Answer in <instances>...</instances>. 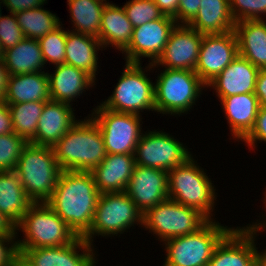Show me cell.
Instances as JSON below:
<instances>
[{
	"instance_id": "6da1fadb",
	"label": "cell",
	"mask_w": 266,
	"mask_h": 266,
	"mask_svg": "<svg viewBox=\"0 0 266 266\" xmlns=\"http://www.w3.org/2000/svg\"><path fill=\"white\" fill-rule=\"evenodd\" d=\"M99 196L91 172L62 171L54 192L45 203L77 237H83L90 230Z\"/></svg>"
},
{
	"instance_id": "7a4b0ae2",
	"label": "cell",
	"mask_w": 266,
	"mask_h": 266,
	"mask_svg": "<svg viewBox=\"0 0 266 266\" xmlns=\"http://www.w3.org/2000/svg\"><path fill=\"white\" fill-rule=\"evenodd\" d=\"M87 117L79 119L53 146L62 171L91 172L106 157L100 129L90 116Z\"/></svg>"
},
{
	"instance_id": "3957f363",
	"label": "cell",
	"mask_w": 266,
	"mask_h": 266,
	"mask_svg": "<svg viewBox=\"0 0 266 266\" xmlns=\"http://www.w3.org/2000/svg\"><path fill=\"white\" fill-rule=\"evenodd\" d=\"M193 157L168 171V198L195 208L213 220L218 193L211 178Z\"/></svg>"
},
{
	"instance_id": "277c9868",
	"label": "cell",
	"mask_w": 266,
	"mask_h": 266,
	"mask_svg": "<svg viewBox=\"0 0 266 266\" xmlns=\"http://www.w3.org/2000/svg\"><path fill=\"white\" fill-rule=\"evenodd\" d=\"M33 203L46 202L54 192L62 172L53 147L31 143L23 148L15 169Z\"/></svg>"
},
{
	"instance_id": "5b68a950",
	"label": "cell",
	"mask_w": 266,
	"mask_h": 266,
	"mask_svg": "<svg viewBox=\"0 0 266 266\" xmlns=\"http://www.w3.org/2000/svg\"><path fill=\"white\" fill-rule=\"evenodd\" d=\"M23 232V239L16 240L17 249L58 247L72 243L76 234L64 220L45 202L33 203L16 225Z\"/></svg>"
},
{
	"instance_id": "8992f818",
	"label": "cell",
	"mask_w": 266,
	"mask_h": 266,
	"mask_svg": "<svg viewBox=\"0 0 266 266\" xmlns=\"http://www.w3.org/2000/svg\"><path fill=\"white\" fill-rule=\"evenodd\" d=\"M156 78L155 112L174 117L190 112L201 97L202 90L207 88L199 76L191 70L163 68Z\"/></svg>"
},
{
	"instance_id": "52a82bcc",
	"label": "cell",
	"mask_w": 266,
	"mask_h": 266,
	"mask_svg": "<svg viewBox=\"0 0 266 266\" xmlns=\"http://www.w3.org/2000/svg\"><path fill=\"white\" fill-rule=\"evenodd\" d=\"M233 228L213 219L195 233L167 239L163 266H207L216 246Z\"/></svg>"
},
{
	"instance_id": "ba28073f",
	"label": "cell",
	"mask_w": 266,
	"mask_h": 266,
	"mask_svg": "<svg viewBox=\"0 0 266 266\" xmlns=\"http://www.w3.org/2000/svg\"><path fill=\"white\" fill-rule=\"evenodd\" d=\"M124 70L111 96L102 101V105L110 110L122 113L142 115L144 111H155L154 83L146 74L151 72L153 64L126 63ZM146 72V73H145Z\"/></svg>"
},
{
	"instance_id": "9c48e42d",
	"label": "cell",
	"mask_w": 266,
	"mask_h": 266,
	"mask_svg": "<svg viewBox=\"0 0 266 266\" xmlns=\"http://www.w3.org/2000/svg\"><path fill=\"white\" fill-rule=\"evenodd\" d=\"M142 216L125 191L100 194L90 230L83 238L93 246L94 236L112 238L136 224L142 227Z\"/></svg>"
},
{
	"instance_id": "30bf717a",
	"label": "cell",
	"mask_w": 266,
	"mask_h": 266,
	"mask_svg": "<svg viewBox=\"0 0 266 266\" xmlns=\"http://www.w3.org/2000/svg\"><path fill=\"white\" fill-rule=\"evenodd\" d=\"M209 219L195 208L182 205L167 198L146 210L142 216V227L164 242L177 236L195 233Z\"/></svg>"
},
{
	"instance_id": "8fae6325",
	"label": "cell",
	"mask_w": 266,
	"mask_h": 266,
	"mask_svg": "<svg viewBox=\"0 0 266 266\" xmlns=\"http://www.w3.org/2000/svg\"><path fill=\"white\" fill-rule=\"evenodd\" d=\"M89 115L98 125L106 154H134L143 134L142 115L116 112L101 103Z\"/></svg>"
},
{
	"instance_id": "7c38bea8",
	"label": "cell",
	"mask_w": 266,
	"mask_h": 266,
	"mask_svg": "<svg viewBox=\"0 0 266 266\" xmlns=\"http://www.w3.org/2000/svg\"><path fill=\"white\" fill-rule=\"evenodd\" d=\"M192 153L174 136L162 130L144 131L135 148L136 165L170 171L183 164Z\"/></svg>"
},
{
	"instance_id": "4fadbf2b",
	"label": "cell",
	"mask_w": 266,
	"mask_h": 266,
	"mask_svg": "<svg viewBox=\"0 0 266 266\" xmlns=\"http://www.w3.org/2000/svg\"><path fill=\"white\" fill-rule=\"evenodd\" d=\"M94 248L83 237H77L68 245L17 249L18 266H96Z\"/></svg>"
},
{
	"instance_id": "5bb4252c",
	"label": "cell",
	"mask_w": 266,
	"mask_h": 266,
	"mask_svg": "<svg viewBox=\"0 0 266 266\" xmlns=\"http://www.w3.org/2000/svg\"><path fill=\"white\" fill-rule=\"evenodd\" d=\"M177 25L174 18L163 16L141 26L134 27L129 46L122 52L126 63H142L148 58L153 64L161 56L168 42L171 31Z\"/></svg>"
},
{
	"instance_id": "9a60e30c",
	"label": "cell",
	"mask_w": 266,
	"mask_h": 266,
	"mask_svg": "<svg viewBox=\"0 0 266 266\" xmlns=\"http://www.w3.org/2000/svg\"><path fill=\"white\" fill-rule=\"evenodd\" d=\"M238 56L235 31L224 34H204L194 72L207 85Z\"/></svg>"
},
{
	"instance_id": "2e32d148",
	"label": "cell",
	"mask_w": 266,
	"mask_h": 266,
	"mask_svg": "<svg viewBox=\"0 0 266 266\" xmlns=\"http://www.w3.org/2000/svg\"><path fill=\"white\" fill-rule=\"evenodd\" d=\"M256 237L248 225L234 227L216 246L207 266H256L264 252L257 250Z\"/></svg>"
},
{
	"instance_id": "e0dca14e",
	"label": "cell",
	"mask_w": 266,
	"mask_h": 266,
	"mask_svg": "<svg viewBox=\"0 0 266 266\" xmlns=\"http://www.w3.org/2000/svg\"><path fill=\"white\" fill-rule=\"evenodd\" d=\"M203 35L188 25H176L153 68L162 66L165 69L194 71Z\"/></svg>"
},
{
	"instance_id": "ac0fdd59",
	"label": "cell",
	"mask_w": 266,
	"mask_h": 266,
	"mask_svg": "<svg viewBox=\"0 0 266 266\" xmlns=\"http://www.w3.org/2000/svg\"><path fill=\"white\" fill-rule=\"evenodd\" d=\"M125 193L144 213L168 198V172L136 165Z\"/></svg>"
},
{
	"instance_id": "d6986e66",
	"label": "cell",
	"mask_w": 266,
	"mask_h": 266,
	"mask_svg": "<svg viewBox=\"0 0 266 266\" xmlns=\"http://www.w3.org/2000/svg\"><path fill=\"white\" fill-rule=\"evenodd\" d=\"M72 105L64 102L45 103L31 144L53 147L79 120Z\"/></svg>"
},
{
	"instance_id": "ffe728a7",
	"label": "cell",
	"mask_w": 266,
	"mask_h": 266,
	"mask_svg": "<svg viewBox=\"0 0 266 266\" xmlns=\"http://www.w3.org/2000/svg\"><path fill=\"white\" fill-rule=\"evenodd\" d=\"M259 70L247 59L238 55L206 86L213 88L219 99L237 94L254 93Z\"/></svg>"
},
{
	"instance_id": "44dd1931",
	"label": "cell",
	"mask_w": 266,
	"mask_h": 266,
	"mask_svg": "<svg viewBox=\"0 0 266 266\" xmlns=\"http://www.w3.org/2000/svg\"><path fill=\"white\" fill-rule=\"evenodd\" d=\"M135 166L134 154H106L91 171L99 193L125 191Z\"/></svg>"
},
{
	"instance_id": "7402d4cb",
	"label": "cell",
	"mask_w": 266,
	"mask_h": 266,
	"mask_svg": "<svg viewBox=\"0 0 266 266\" xmlns=\"http://www.w3.org/2000/svg\"><path fill=\"white\" fill-rule=\"evenodd\" d=\"M231 137L243 141L254 128L258 110V98L254 93H244L220 99Z\"/></svg>"
},
{
	"instance_id": "603a6c76",
	"label": "cell",
	"mask_w": 266,
	"mask_h": 266,
	"mask_svg": "<svg viewBox=\"0 0 266 266\" xmlns=\"http://www.w3.org/2000/svg\"><path fill=\"white\" fill-rule=\"evenodd\" d=\"M48 72L51 100L72 105L83 93L96 85L95 80L85 71L69 64L56 65Z\"/></svg>"
},
{
	"instance_id": "cb8c5ba5",
	"label": "cell",
	"mask_w": 266,
	"mask_h": 266,
	"mask_svg": "<svg viewBox=\"0 0 266 266\" xmlns=\"http://www.w3.org/2000/svg\"><path fill=\"white\" fill-rule=\"evenodd\" d=\"M238 55L259 69H266V20H243L235 23Z\"/></svg>"
},
{
	"instance_id": "d4e9b609",
	"label": "cell",
	"mask_w": 266,
	"mask_h": 266,
	"mask_svg": "<svg viewBox=\"0 0 266 266\" xmlns=\"http://www.w3.org/2000/svg\"><path fill=\"white\" fill-rule=\"evenodd\" d=\"M101 21L98 38L104 50L110 46L122 53L129 46L134 29L125 10L108 2L103 9Z\"/></svg>"
},
{
	"instance_id": "484cf974",
	"label": "cell",
	"mask_w": 266,
	"mask_h": 266,
	"mask_svg": "<svg viewBox=\"0 0 266 266\" xmlns=\"http://www.w3.org/2000/svg\"><path fill=\"white\" fill-rule=\"evenodd\" d=\"M51 100L48 72L9 75L6 104Z\"/></svg>"
},
{
	"instance_id": "4316f807",
	"label": "cell",
	"mask_w": 266,
	"mask_h": 266,
	"mask_svg": "<svg viewBox=\"0 0 266 266\" xmlns=\"http://www.w3.org/2000/svg\"><path fill=\"white\" fill-rule=\"evenodd\" d=\"M99 50H103L99 38L67 29L65 63L85 71L95 81L99 70Z\"/></svg>"
},
{
	"instance_id": "83f0119b",
	"label": "cell",
	"mask_w": 266,
	"mask_h": 266,
	"mask_svg": "<svg viewBox=\"0 0 266 266\" xmlns=\"http://www.w3.org/2000/svg\"><path fill=\"white\" fill-rule=\"evenodd\" d=\"M201 34H224L234 30L229 0H201L198 13L188 24Z\"/></svg>"
},
{
	"instance_id": "f1b7e54d",
	"label": "cell",
	"mask_w": 266,
	"mask_h": 266,
	"mask_svg": "<svg viewBox=\"0 0 266 266\" xmlns=\"http://www.w3.org/2000/svg\"><path fill=\"white\" fill-rule=\"evenodd\" d=\"M32 204L17 172L0 171V212L16 226Z\"/></svg>"
},
{
	"instance_id": "f546056e",
	"label": "cell",
	"mask_w": 266,
	"mask_h": 266,
	"mask_svg": "<svg viewBox=\"0 0 266 266\" xmlns=\"http://www.w3.org/2000/svg\"><path fill=\"white\" fill-rule=\"evenodd\" d=\"M3 59L9 75L45 72L41 45L36 39L24 38L15 47L5 50Z\"/></svg>"
},
{
	"instance_id": "4dcf8cb0",
	"label": "cell",
	"mask_w": 266,
	"mask_h": 266,
	"mask_svg": "<svg viewBox=\"0 0 266 266\" xmlns=\"http://www.w3.org/2000/svg\"><path fill=\"white\" fill-rule=\"evenodd\" d=\"M107 3L105 0H67L73 22L69 31L98 38L102 12Z\"/></svg>"
},
{
	"instance_id": "1f68e13d",
	"label": "cell",
	"mask_w": 266,
	"mask_h": 266,
	"mask_svg": "<svg viewBox=\"0 0 266 266\" xmlns=\"http://www.w3.org/2000/svg\"><path fill=\"white\" fill-rule=\"evenodd\" d=\"M25 38L39 40L61 24L55 13L42 7L24 10L15 14Z\"/></svg>"
},
{
	"instance_id": "d6a6232c",
	"label": "cell",
	"mask_w": 266,
	"mask_h": 266,
	"mask_svg": "<svg viewBox=\"0 0 266 266\" xmlns=\"http://www.w3.org/2000/svg\"><path fill=\"white\" fill-rule=\"evenodd\" d=\"M45 103L42 101H32L8 104L13 132L29 142L36 134L38 121Z\"/></svg>"
},
{
	"instance_id": "836d02e7",
	"label": "cell",
	"mask_w": 266,
	"mask_h": 266,
	"mask_svg": "<svg viewBox=\"0 0 266 266\" xmlns=\"http://www.w3.org/2000/svg\"><path fill=\"white\" fill-rule=\"evenodd\" d=\"M61 24L39 39L43 60L46 63L61 65L65 63L67 30Z\"/></svg>"
},
{
	"instance_id": "e575fe53",
	"label": "cell",
	"mask_w": 266,
	"mask_h": 266,
	"mask_svg": "<svg viewBox=\"0 0 266 266\" xmlns=\"http://www.w3.org/2000/svg\"><path fill=\"white\" fill-rule=\"evenodd\" d=\"M28 141L16 135H0V171H13L16 169L19 157Z\"/></svg>"
},
{
	"instance_id": "d590c367",
	"label": "cell",
	"mask_w": 266,
	"mask_h": 266,
	"mask_svg": "<svg viewBox=\"0 0 266 266\" xmlns=\"http://www.w3.org/2000/svg\"><path fill=\"white\" fill-rule=\"evenodd\" d=\"M122 7L133 27L161 19L164 16L154 0H129Z\"/></svg>"
},
{
	"instance_id": "8d00e7d4",
	"label": "cell",
	"mask_w": 266,
	"mask_h": 266,
	"mask_svg": "<svg viewBox=\"0 0 266 266\" xmlns=\"http://www.w3.org/2000/svg\"><path fill=\"white\" fill-rule=\"evenodd\" d=\"M229 4L235 23L266 19V0H229Z\"/></svg>"
},
{
	"instance_id": "74e56055",
	"label": "cell",
	"mask_w": 266,
	"mask_h": 266,
	"mask_svg": "<svg viewBox=\"0 0 266 266\" xmlns=\"http://www.w3.org/2000/svg\"><path fill=\"white\" fill-rule=\"evenodd\" d=\"M8 13L9 15H1L0 17V44L3 51L15 47L25 38L18 25L16 15Z\"/></svg>"
},
{
	"instance_id": "f35d334b",
	"label": "cell",
	"mask_w": 266,
	"mask_h": 266,
	"mask_svg": "<svg viewBox=\"0 0 266 266\" xmlns=\"http://www.w3.org/2000/svg\"><path fill=\"white\" fill-rule=\"evenodd\" d=\"M16 235H0V266H18Z\"/></svg>"
},
{
	"instance_id": "ab89813d",
	"label": "cell",
	"mask_w": 266,
	"mask_h": 266,
	"mask_svg": "<svg viewBox=\"0 0 266 266\" xmlns=\"http://www.w3.org/2000/svg\"><path fill=\"white\" fill-rule=\"evenodd\" d=\"M258 141L266 143V108L264 107L259 108L254 128L242 142L252 150L257 147Z\"/></svg>"
},
{
	"instance_id": "60d3db41",
	"label": "cell",
	"mask_w": 266,
	"mask_h": 266,
	"mask_svg": "<svg viewBox=\"0 0 266 266\" xmlns=\"http://www.w3.org/2000/svg\"><path fill=\"white\" fill-rule=\"evenodd\" d=\"M201 0H180L177 10V25H188L198 13Z\"/></svg>"
},
{
	"instance_id": "b9f144b4",
	"label": "cell",
	"mask_w": 266,
	"mask_h": 266,
	"mask_svg": "<svg viewBox=\"0 0 266 266\" xmlns=\"http://www.w3.org/2000/svg\"><path fill=\"white\" fill-rule=\"evenodd\" d=\"M47 3V0H2L3 6H6L10 13L16 14L24 10L42 7Z\"/></svg>"
},
{
	"instance_id": "7bdbcfd3",
	"label": "cell",
	"mask_w": 266,
	"mask_h": 266,
	"mask_svg": "<svg viewBox=\"0 0 266 266\" xmlns=\"http://www.w3.org/2000/svg\"><path fill=\"white\" fill-rule=\"evenodd\" d=\"M254 94L260 107L266 108V69L258 71Z\"/></svg>"
},
{
	"instance_id": "ee69618b",
	"label": "cell",
	"mask_w": 266,
	"mask_h": 266,
	"mask_svg": "<svg viewBox=\"0 0 266 266\" xmlns=\"http://www.w3.org/2000/svg\"><path fill=\"white\" fill-rule=\"evenodd\" d=\"M13 133V125L8 104L0 102V135Z\"/></svg>"
},
{
	"instance_id": "f6af8a7d",
	"label": "cell",
	"mask_w": 266,
	"mask_h": 266,
	"mask_svg": "<svg viewBox=\"0 0 266 266\" xmlns=\"http://www.w3.org/2000/svg\"><path fill=\"white\" fill-rule=\"evenodd\" d=\"M180 0H154L160 11L165 15L174 18L177 23V10Z\"/></svg>"
},
{
	"instance_id": "bcb514c9",
	"label": "cell",
	"mask_w": 266,
	"mask_h": 266,
	"mask_svg": "<svg viewBox=\"0 0 266 266\" xmlns=\"http://www.w3.org/2000/svg\"><path fill=\"white\" fill-rule=\"evenodd\" d=\"M9 73L3 57H0V102H4L7 95Z\"/></svg>"
},
{
	"instance_id": "7dc6e473",
	"label": "cell",
	"mask_w": 266,
	"mask_h": 266,
	"mask_svg": "<svg viewBox=\"0 0 266 266\" xmlns=\"http://www.w3.org/2000/svg\"><path fill=\"white\" fill-rule=\"evenodd\" d=\"M0 235H16V226L1 212Z\"/></svg>"
},
{
	"instance_id": "c3c4849f",
	"label": "cell",
	"mask_w": 266,
	"mask_h": 266,
	"mask_svg": "<svg viewBox=\"0 0 266 266\" xmlns=\"http://www.w3.org/2000/svg\"><path fill=\"white\" fill-rule=\"evenodd\" d=\"M266 189V188H265ZM264 201H263V203L265 204V208H266V191L264 192ZM264 211H266V210H264ZM266 219V218H265ZM255 233H261V232H263V231H265L266 230V221L265 220H261L260 221V219L259 220H256V222H252V224L250 223V224H247Z\"/></svg>"
},
{
	"instance_id": "681fc988",
	"label": "cell",
	"mask_w": 266,
	"mask_h": 266,
	"mask_svg": "<svg viewBox=\"0 0 266 266\" xmlns=\"http://www.w3.org/2000/svg\"><path fill=\"white\" fill-rule=\"evenodd\" d=\"M256 266H266V252L265 251L258 258Z\"/></svg>"
},
{
	"instance_id": "f907efd6",
	"label": "cell",
	"mask_w": 266,
	"mask_h": 266,
	"mask_svg": "<svg viewBox=\"0 0 266 266\" xmlns=\"http://www.w3.org/2000/svg\"><path fill=\"white\" fill-rule=\"evenodd\" d=\"M3 55H4V51H3L1 44H0V57H3Z\"/></svg>"
},
{
	"instance_id": "816d5d0a",
	"label": "cell",
	"mask_w": 266,
	"mask_h": 266,
	"mask_svg": "<svg viewBox=\"0 0 266 266\" xmlns=\"http://www.w3.org/2000/svg\"><path fill=\"white\" fill-rule=\"evenodd\" d=\"M1 5H2V0H0V17H1V15H2V10H1Z\"/></svg>"
}]
</instances>
